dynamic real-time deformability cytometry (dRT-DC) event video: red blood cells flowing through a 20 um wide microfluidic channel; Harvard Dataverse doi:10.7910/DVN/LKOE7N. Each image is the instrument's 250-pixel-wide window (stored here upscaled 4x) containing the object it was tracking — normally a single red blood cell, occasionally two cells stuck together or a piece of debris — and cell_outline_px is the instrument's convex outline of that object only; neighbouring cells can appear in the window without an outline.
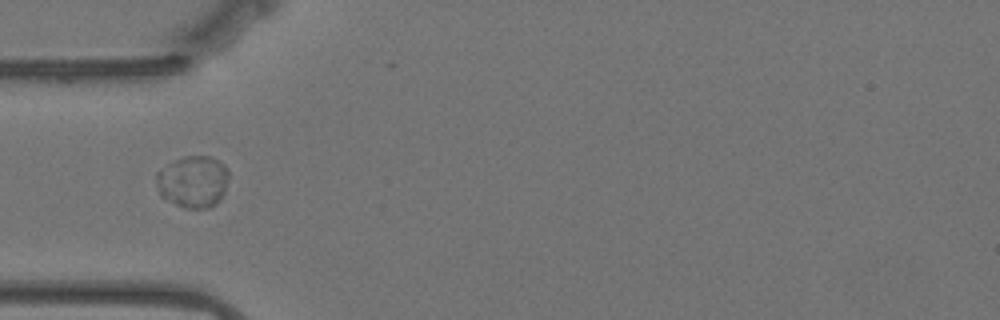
{"species": "Egyptian fruit bat (a non-hibernating species)", "species_latin": "Rousettus aegyptiacus", "temperature_condition": "warm", "stored_images_in_passage": 58, "camera_frame_rate_fps": 3000, "um_per_image_px": 0.085, "animal": {"sex": "female"}, "frame": {"image": 1, "passage_image": 18, "time_ms": 5.667, "image_size_px": [1000, 320], "cell_outline_px": [[228, 176], [224, 192], [216, 204], [208, 208], [184, 208], [164, 200], [160, 196], [156, 184], [156, 172], [168, 164], [184, 156], [212, 156], [224, 164], [228, 168]], "centroid_in_image_um": [16.39, 15.44], "position_along_channel_um": 68.6, "area_um2": 22.14}}
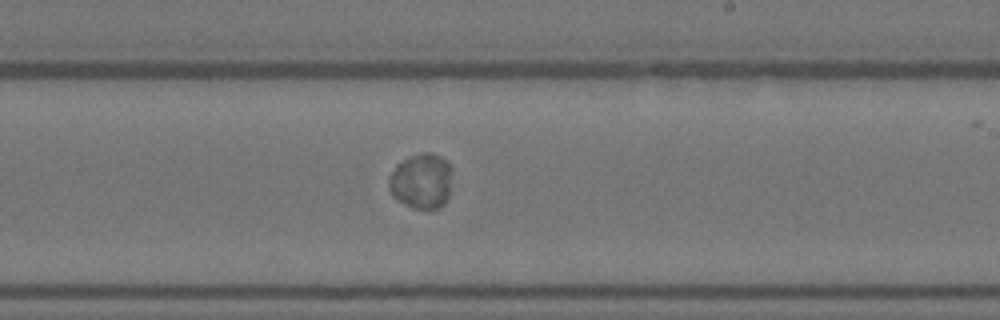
{"frame": {"image": 2, "passage_image": 34, "time_ms": 11.0, "image_size_px": [1000, 320], "cell_outline_px": [[452, 172], [448, 200], [440, 208], [412, 208], [396, 200], [392, 196], [388, 188], [388, 176], [396, 164], [412, 156], [424, 152], [432, 152], [448, 160], [452, 168]], "centroid_in_image_um": [35.82, 15.39], "position_along_channel_um": 253.2, "area_um2": 20.87}}
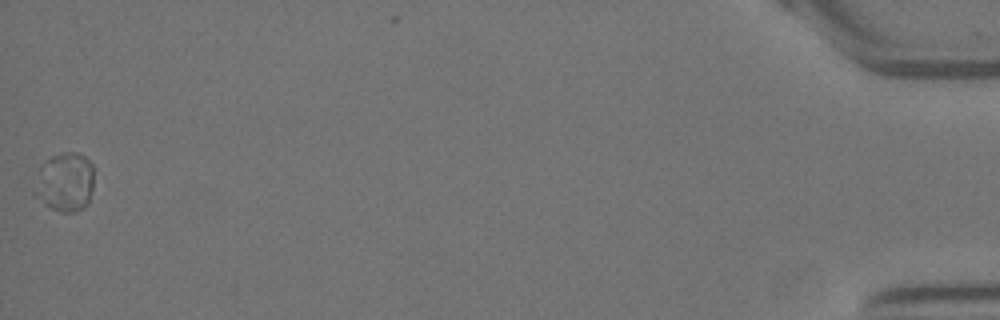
{"frame": {"image": 3, "passage_image": 58, "time_ms": 19.0, "image_size_px": [1000, 320], "cell_outline_px": [[92, 188], [88, 204], [76, 212], [64, 212], [52, 208], [44, 204], [32, 192], [48, 160], [52, 156], [64, 152], [76, 152], [84, 156], [92, 164]], "centroid_in_image_um": [5.57, 15.51], "position_along_channel_um": 429.6, "area_um2": 19.77}, "authors_computed_cell_mechanics": {"area_um2": 20.4901, "velocity_mm_per_s": 3.4506, "shape_relaxation_time_tau1_ms": 1.6895, "shape_relaxation_time_tau2_ms": null, "deformation_change_tau1": 0.0145, "deformation_change_tau2": null}}